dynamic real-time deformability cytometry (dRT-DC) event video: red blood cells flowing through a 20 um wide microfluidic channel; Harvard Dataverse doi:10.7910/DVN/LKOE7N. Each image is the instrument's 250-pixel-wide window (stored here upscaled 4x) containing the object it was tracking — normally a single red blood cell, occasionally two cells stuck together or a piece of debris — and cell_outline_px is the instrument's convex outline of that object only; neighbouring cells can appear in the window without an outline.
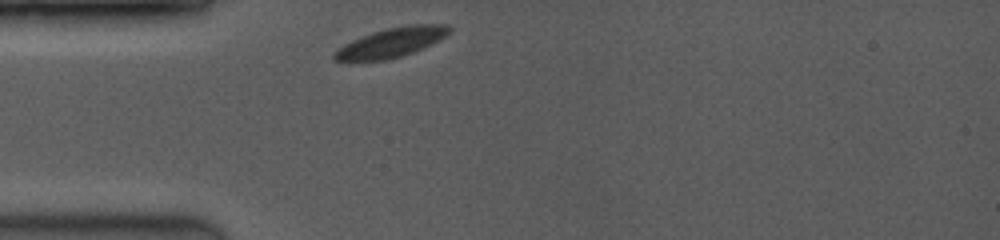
{"species": "common noctule bat (a hibernating species)", "species_latin": "Nyctalus noctula", "temperature_condition": "room temperature", "stored_images_in_passage": 26, "camera_frame_rate_fps": 3500, "um_per_image_px": 0.085, "animal": {"sex": "female", "body_mass_g": 19.0, "forearm_length_mm": 53.3}, "frame": {"image": 1, "passage_image": 1, "time_ms": 0.0, "image_size_px": [1000, 240], "cell_outline_px": [[452, 32], [412, 52], [400, 56], [384, 60], [332, 60], [332, 52], [344, 44], [352, 40], [372, 32], [384, 28], [408, 24], [448, 24], [452, 28]], "centroid_in_image_um": [33.24, 3.58], "position_along_channel_um": 51.8, "area_um2": 19.48}}
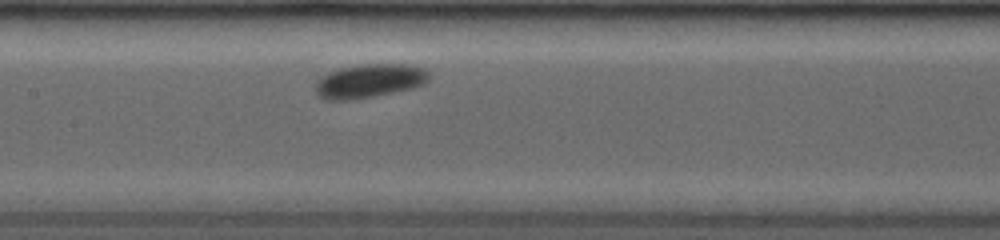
{"frame": {"image": 2, "passage_image": 11, "time_ms": 3.429, "image_size_px": [1000, 240], "cell_outline_px": [[428, 80], [424, 84], [412, 88], [372, 96], [348, 100], [328, 100], [320, 96], [316, 92], [316, 80], [328, 72], [340, 68], [360, 64], [408, 64], [424, 68], [428, 72]], "centroid_in_image_um": [31.39, 6.86], "position_along_channel_um": 176.0, "area_um2": 22.2}}
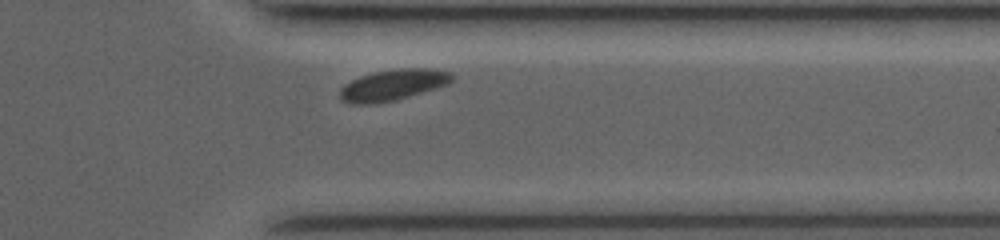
{"frame": {"image": 3, "passage_image": 24, "time_ms": 8.571, "image_size_px": [1000, 240], "cell_outline_px": [[456, 80], [448, 84], [436, 88], [396, 100], [376, 104], [348, 104], [340, 100], [340, 88], [344, 84], [360, 76], [372, 72], [400, 68], [428, 68], [452, 72], [456, 76]], "centroid_in_image_um": [33.42, 7.22], "position_along_channel_um": 378.0, "area_um2": 20.69}, "authors_computed_cell_mechanics": {"area_um2": 20.5768, "velocity_mm_per_s": 3.8995, "shape_relaxation_time_tau1_ms": 1.4415, "shape_relaxation_time_tau2_ms": null, "deformation_change_tau1": 0.0631, "deformation_change_tau2": null}}